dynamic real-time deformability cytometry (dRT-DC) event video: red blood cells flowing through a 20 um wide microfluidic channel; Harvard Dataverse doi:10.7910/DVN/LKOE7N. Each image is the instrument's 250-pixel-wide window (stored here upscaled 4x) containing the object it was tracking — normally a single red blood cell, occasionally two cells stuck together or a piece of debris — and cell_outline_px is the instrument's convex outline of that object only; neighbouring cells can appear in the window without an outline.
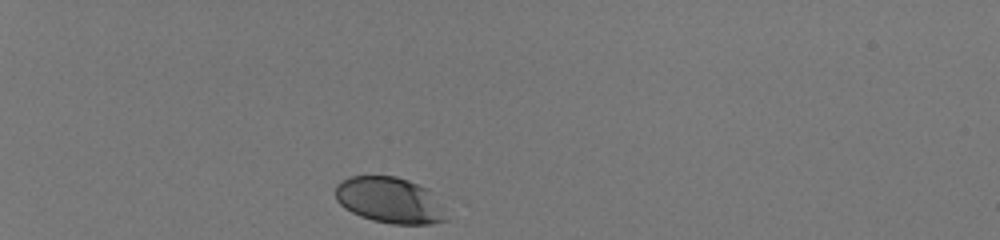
{"species": "human", "species_latin": "Homo sapiens", "temperature_condition": "room temperature", "stored_images_in_passage": 33, "camera_frame_rate_fps": 3000, "um_per_image_px": 0.085, "donor": {"sex": "male"}, "frame": {"image": 1, "passage_image": 1, "time_ms": 0.0, "image_size_px": [1000, 240], "cell_outline_px": [[448, 220], [432, 224], [392, 224], [372, 220], [360, 216], [344, 208], [336, 200], [336, 184], [348, 176], [396, 176], [408, 180], [428, 188]], "centroid_in_image_um": [33.07, 17.01], "position_along_channel_um": 51.9, "area_um2": 29.54}}
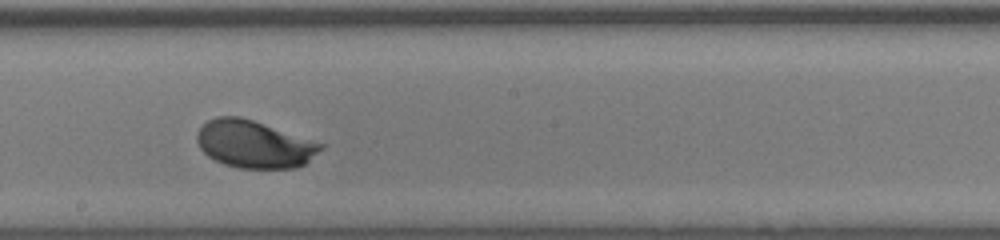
{"frame": {"image": 2, "passage_image": 19, "time_ms": 6.0, "image_size_px": [1000, 240], "cell_outline_px": [[324, 148], [304, 164], [296, 168], [236, 168], [224, 164], [208, 156], [200, 148], [196, 140], [196, 132], [208, 120], [216, 116], [240, 116], [324, 144]], "centroid_in_image_um": [21.58, 12.26], "position_along_channel_um": 226.6, "area_um2": 34.04}}
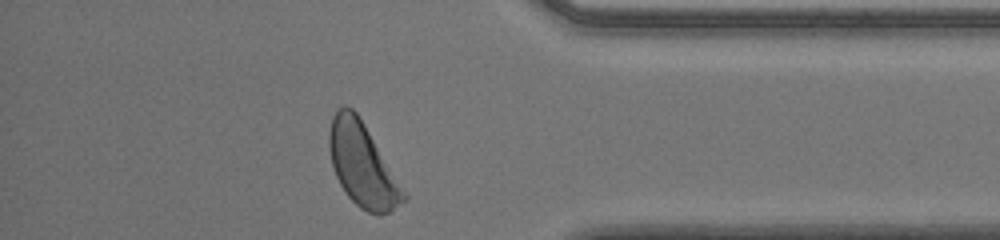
{"frame": {"image": 3, "passage_image": 33, "time_ms": 10.667, "image_size_px": [1000, 240], "cell_outline_px": [[408, 196], [404, 200], [388, 212], [380, 216], [376, 216], [360, 208], [344, 192], [336, 176], [332, 164], [328, 148], [328, 132], [332, 116], [344, 104], [352, 108], [356, 112], [364, 124]], "centroid_in_image_um": [30.77, 14.02], "position_along_channel_um": 404.4, "area_um2": 35.72}, "authors_computed_cell_mechanics": {"area_um2": 33.0616, "velocity_mm_per_s": 4.0105, "shape_relaxation_time_tau1_ms": 1.6407, "shape_relaxation_time_tau2_ms": null, "deformation_change_tau1": 0.105, "deformation_change_tau2": null}}